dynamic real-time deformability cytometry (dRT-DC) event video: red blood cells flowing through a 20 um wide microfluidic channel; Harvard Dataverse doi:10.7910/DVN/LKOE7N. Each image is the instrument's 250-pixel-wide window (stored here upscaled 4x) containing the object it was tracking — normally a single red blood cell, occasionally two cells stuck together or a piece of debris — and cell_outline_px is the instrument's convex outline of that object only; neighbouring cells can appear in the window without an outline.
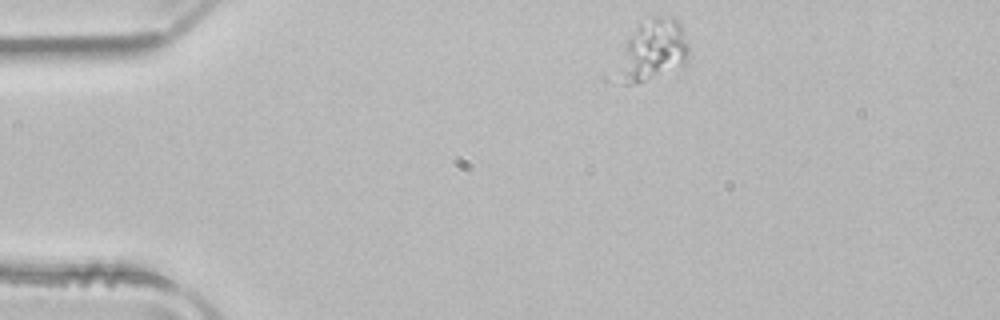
{"species": "common noctule bat (a hibernating species)", "species_latin": "Nyctalus noctula", "temperature_condition": "room temperature", "stored_images_in_passage": 44, "camera_frame_rate_fps": 3000, "um_per_image_px": 0.085, "animal": {"sex": "male", "body_mass_g": 21.5, "forearm_length_mm": 52.0}, "frame": {"image": 1, "passage_image": 1, "time_ms": 0.0, "image_size_px": [1000, 320], "cell_outline_px": [[688, 60], [684, 64], [640, 80], [628, 84], [624, 84], [616, 80], [616, 76], [628, 36], [640, 24], [652, 16], [672, 16], [680, 24], [688, 48]], "centroid_in_image_um": [55.48, 4.22], "position_along_channel_um": 29.5, "area_um2": 24.22}}
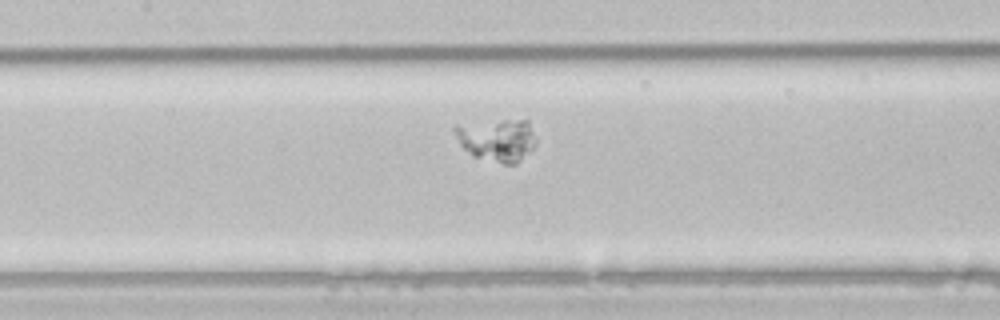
{"frame": {"image": 2, "passage_image": 16, "time_ms": 5.0, "image_size_px": [1000, 320], "cell_outline_px": [[536, 144], [516, 164], [504, 164], [472, 156], [460, 144], [452, 128], [456, 124], [504, 120], [528, 120], [536, 140]], "centroid_in_image_um": [42.23, 11.89], "position_along_channel_um": 165.2, "area_um2": 20.06}}
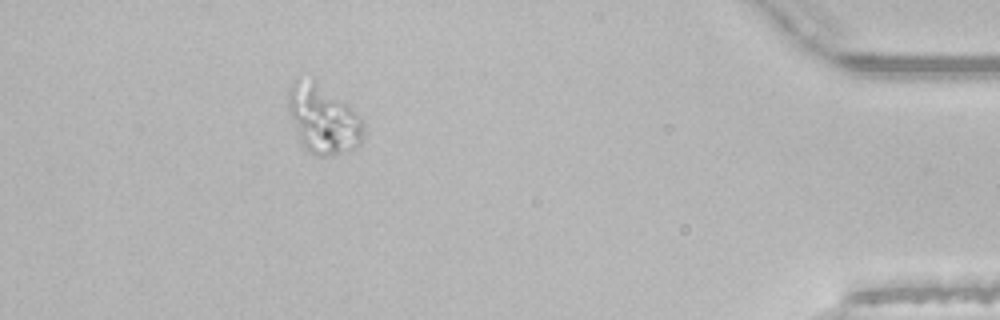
{"frame": {"image": 3, "passage_image": 39, "time_ms": 12.667, "image_size_px": [1000, 320], "cell_outline_px": [[364, 124], [360, 144], [356, 148], [332, 156], [316, 156], [308, 152], [300, 144], [288, 112], [288, 92], [296, 76], [312, 76], [348, 104], [364, 120]], "centroid_in_image_um": [27.43, 10.09], "position_along_channel_um": 407.8, "area_um2": 31.04}}